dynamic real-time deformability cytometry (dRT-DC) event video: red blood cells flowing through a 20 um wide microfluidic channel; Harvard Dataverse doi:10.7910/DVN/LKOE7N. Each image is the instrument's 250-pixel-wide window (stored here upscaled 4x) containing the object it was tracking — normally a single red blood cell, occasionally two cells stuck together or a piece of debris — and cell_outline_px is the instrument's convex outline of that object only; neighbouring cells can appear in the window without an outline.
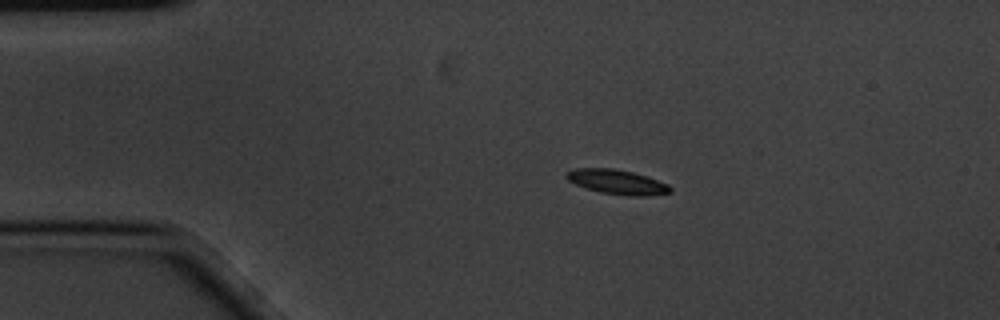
{"species": "common noctule bat (a hibernating species)", "species_latin": "Nyctalus noctula", "temperature_condition": "cold", "stored_images_in_passage": 4, "camera_frame_rate_fps": 3000, "um_per_image_px": 0.085, "animal": {"sex": "male", "body_mass_g": 20.1, "forearm_length_mm": 53.5}, "frame": {"image": 1, "passage_image": 3, "time_ms": 0.667, "image_size_px": [1000, 320], "cell_outline_px": [[672, 192], [648, 196], [632, 196], [600, 192], [576, 184], [568, 180], [564, 176], [568, 172], [576, 168], [612, 168], [632, 172], [668, 184], [672, 188]], "centroid_in_image_um": [52.47, 15.47], "position_along_channel_um": 32.5, "area_um2": 14.62}}